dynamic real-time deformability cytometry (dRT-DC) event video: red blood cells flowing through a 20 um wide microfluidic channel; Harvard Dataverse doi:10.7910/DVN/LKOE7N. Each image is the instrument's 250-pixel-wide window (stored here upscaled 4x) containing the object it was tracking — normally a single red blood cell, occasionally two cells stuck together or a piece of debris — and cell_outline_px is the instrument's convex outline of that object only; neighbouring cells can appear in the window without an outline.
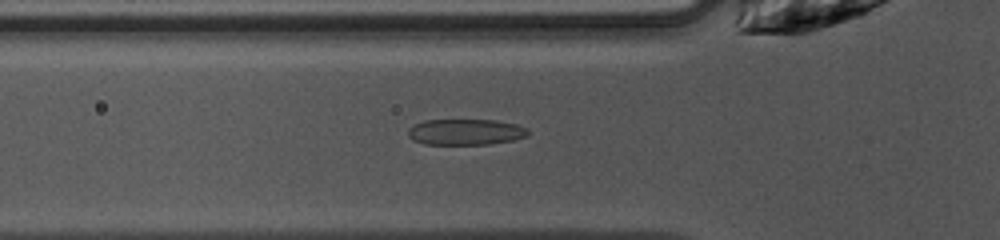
{"species": "common noctule bat (a hibernating species)", "species_latin": "Nyctalus noctula", "temperature_condition": "warm", "stored_images_in_passage": 35, "camera_frame_rate_fps": 3000, "um_per_image_px": 0.085, "animal": {"sex": "female", "body_mass_g": 10.0, "forearm_length_mm": 53.1}, "frame": {"image": 1, "passage_image": 2, "time_ms": 0.333, "image_size_px": [1000, 240], "cell_outline_px": [[528, 136], [512, 140], [488, 144], [424, 144], [412, 140], [408, 136], [408, 128], [424, 120], [492, 120], [516, 124], [528, 128]], "centroid_in_image_um": [39.56, 11.22], "position_along_channel_um": 86.2, "area_um2": 18.09}}
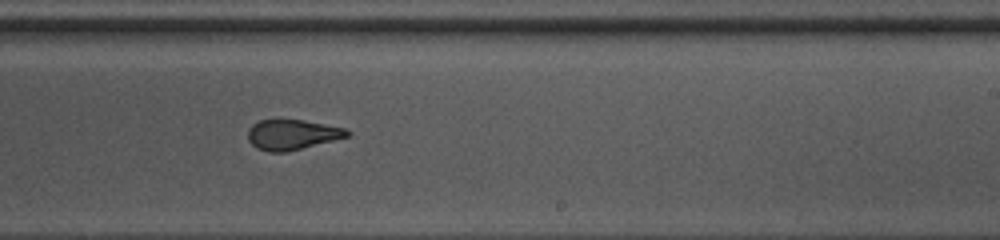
{"frame": {"image": 2, "passage_image": 15, "time_ms": 4.667, "image_size_px": [1000, 240], "cell_outline_px": [[352, 132], [348, 136], [284, 152], [268, 152], [256, 148], [248, 140], [248, 128], [252, 124], [260, 120], [276, 116], [304, 120], [344, 128]], "centroid_in_image_um": [24.75, 11.39], "position_along_channel_um": 264.3, "area_um2": 17.8}}
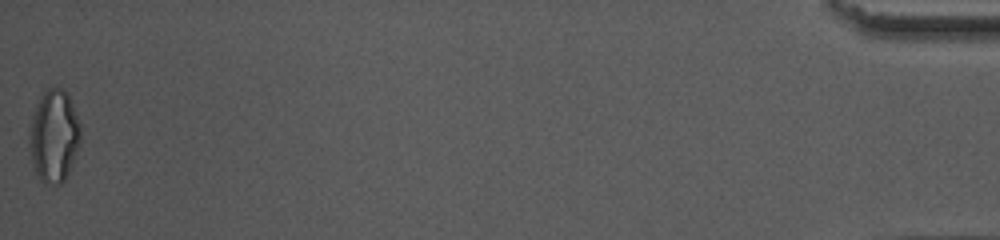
{"frame": {"image": 3, "passage_image": 35, "time_ms": 11.333, "image_size_px": [1000, 240], "cell_outline_px": [[80, 144], [68, 172], [64, 180], [60, 184], [56, 184], [40, 180], [32, 164], [28, 144], [32, 116], [40, 96], [48, 88], [64, 88], [68, 92], [80, 124]], "centroid_in_image_um": [4.59, 11.53], "position_along_channel_um": 430.6, "area_um2": 27.46}}